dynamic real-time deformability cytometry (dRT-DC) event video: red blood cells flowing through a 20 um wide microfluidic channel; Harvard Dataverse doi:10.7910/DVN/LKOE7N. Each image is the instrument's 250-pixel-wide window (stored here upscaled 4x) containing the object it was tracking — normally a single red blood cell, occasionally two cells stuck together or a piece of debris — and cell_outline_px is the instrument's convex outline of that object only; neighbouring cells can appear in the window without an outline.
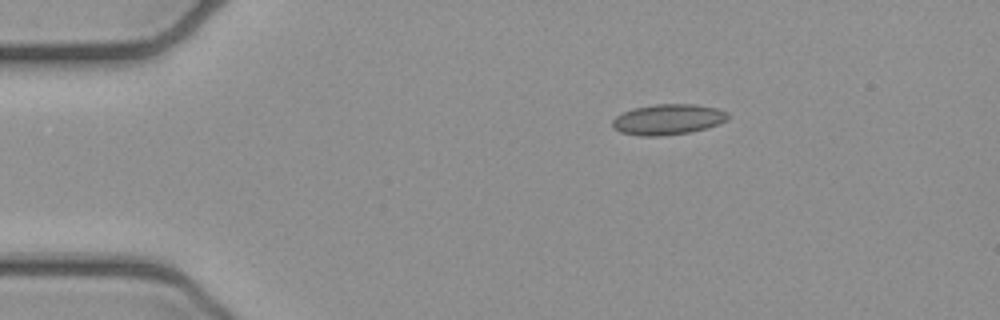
{"species": "common noctule bat (a hibernating species)", "species_latin": "Nyctalus noctula", "temperature_condition": "cold", "stored_images_in_passage": 5, "camera_frame_rate_fps": 3000, "um_per_image_px": 0.085, "animal": {"sex": "female", "body_mass_g": 21.9}, "frame": {"image": 1, "passage_image": 1, "time_ms": 0.0, "image_size_px": [1000, 320], "cell_outline_px": [[728, 120], [704, 128], [688, 132], [660, 136], [640, 136], [620, 132], [612, 128], [612, 120], [616, 116], [632, 108], [656, 104], [696, 104], [716, 108], [728, 112]], "centroid_in_image_um": [56.74, 10.14], "position_along_channel_um": 28.3, "area_um2": 20.52}}
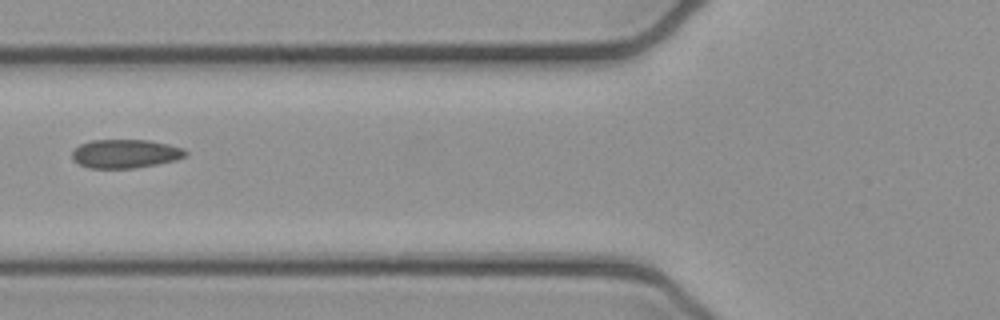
{"frame": {"image": 2, "passage_image": 4, "time_ms": 1.0, "image_size_px": [1000, 320], "cell_outline_px": [[188, 152], [184, 156], [176, 160], [156, 164], [132, 168], [88, 168], [72, 160], [72, 152], [80, 144], [92, 140], [148, 140], [168, 144], [184, 148]], "centroid_in_image_um": [10.64, 13.06], "position_along_channel_um": 115.2, "area_um2": 18.9}}
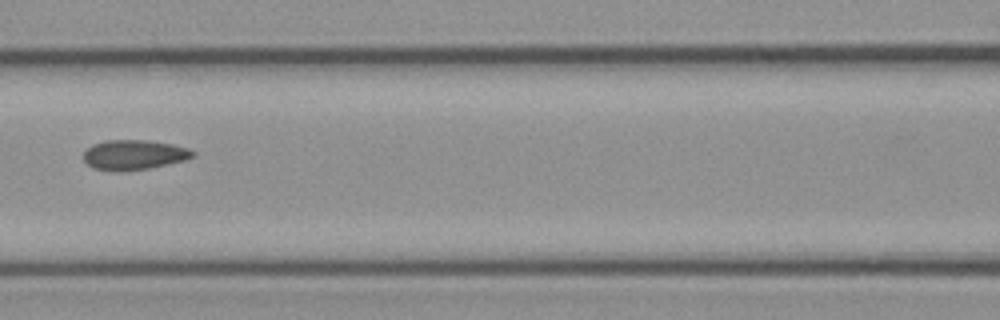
{"frame": {"image": 3, "passage_image": 5, "time_ms": 1.333, "image_size_px": [1000, 320], "cell_outline_px": [[196, 156], [184, 160], [168, 164], [148, 168], [92, 168], [84, 160], [84, 152], [92, 144], [104, 140], [148, 140], [172, 144], [188, 148], [196, 152]], "centroid_in_image_um": [11.45, 13.1], "position_along_channel_um": 155.2, "area_um2": 18.32}}